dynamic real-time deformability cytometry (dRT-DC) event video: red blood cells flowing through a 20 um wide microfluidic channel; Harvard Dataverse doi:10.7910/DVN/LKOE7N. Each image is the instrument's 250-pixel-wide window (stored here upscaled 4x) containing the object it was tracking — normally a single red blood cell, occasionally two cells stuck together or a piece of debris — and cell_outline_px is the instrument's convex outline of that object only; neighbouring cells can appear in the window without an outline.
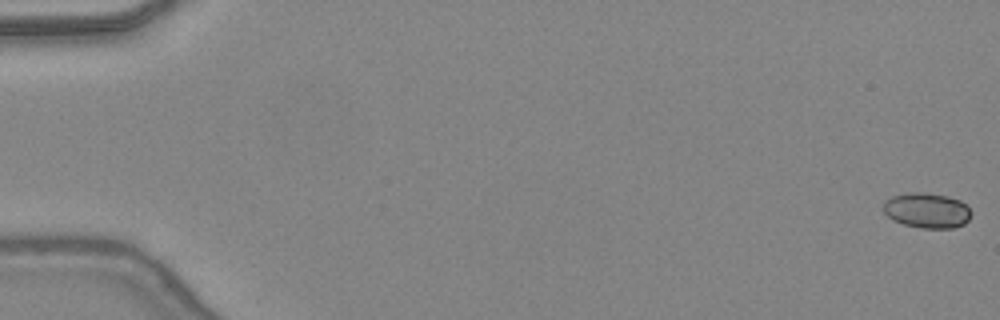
{"species": "common noctule bat (a hibernating species)", "species_latin": "Nyctalus noctula", "temperature_condition": "warm", "stored_images_in_passage": 10, "camera_frame_rate_fps": 3000, "um_per_image_px": 0.085, "animal": {"sex": "female", "body_mass_g": 24.6, "forearm_length_mm": 56.2}, "frame": {"image": 1, "passage_image": 1, "time_ms": 0.0, "image_size_px": [1000, 320], "cell_outline_px": [[972, 212], [968, 220], [964, 224], [952, 228], [920, 228], [904, 224], [892, 220], [884, 212], [884, 200], [892, 196], [908, 192], [924, 192], [948, 196], [960, 200]], "centroid_in_image_um": [78.77, 17.88], "position_along_channel_um": 6.2, "area_um2": 18.09}}